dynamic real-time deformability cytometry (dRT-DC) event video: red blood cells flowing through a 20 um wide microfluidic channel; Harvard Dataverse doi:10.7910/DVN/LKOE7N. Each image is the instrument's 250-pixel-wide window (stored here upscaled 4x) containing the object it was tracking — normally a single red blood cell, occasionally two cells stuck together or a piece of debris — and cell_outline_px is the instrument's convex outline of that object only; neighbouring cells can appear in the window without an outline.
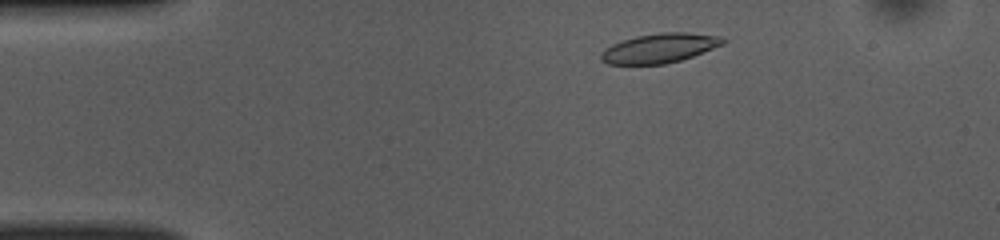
{"species": "common noctule bat (a hibernating species)", "species_latin": "Nyctalus noctula", "temperature_condition": "room temperature", "stored_images_in_passage": 11, "camera_frame_rate_fps": 3000, "um_per_image_px": 0.085, "animal": {"sex": "female", "body_mass_g": 10.0, "forearm_length_mm": 53.1}, "frame": {"image": 1, "passage_image": 4, "time_ms": 1.0, "image_size_px": [1000, 240], "cell_outline_px": [[728, 40], [724, 44], [692, 56], [680, 60], [664, 64], [608, 64], [600, 60], [600, 52], [604, 48], [612, 44], [636, 36], [660, 32], [688, 32], [720, 36]], "centroid_in_image_um": [56.05, 4.08], "position_along_channel_um": 28.9, "area_um2": 20.98}}